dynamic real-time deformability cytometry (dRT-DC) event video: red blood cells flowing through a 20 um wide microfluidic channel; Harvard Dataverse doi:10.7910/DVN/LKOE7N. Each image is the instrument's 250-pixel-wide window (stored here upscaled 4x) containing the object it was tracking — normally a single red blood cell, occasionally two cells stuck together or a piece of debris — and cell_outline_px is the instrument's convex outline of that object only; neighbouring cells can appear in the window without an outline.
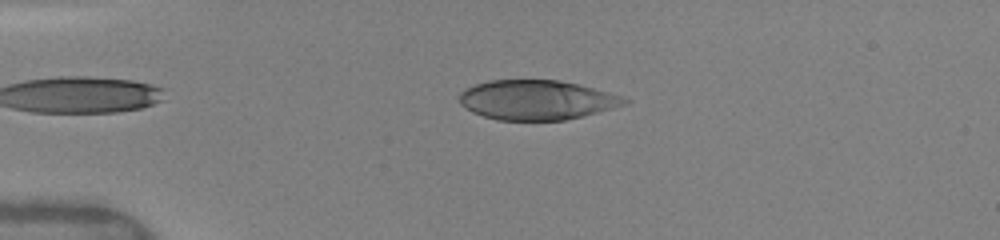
{"species": "human", "species_latin": "Homo sapiens", "temperature_condition": "warm", "stored_images_in_passage": 22, "camera_frame_rate_fps": 3000, "um_per_image_px": 0.085, "donor": {"sex": "female"}, "frame": {"image": 1, "passage_image": 11, "time_ms": 3.333, "image_size_px": [1000, 240], "cell_outline_px": [[632, 100], [628, 104], [564, 120], [496, 120], [472, 112], [464, 108], [460, 104], [460, 92], [464, 88], [472, 84], [488, 80], [560, 80], [580, 84], [608, 92]], "centroid_in_image_um": [45.58, 8.48], "position_along_channel_um": 39.4, "area_um2": 38.26}}
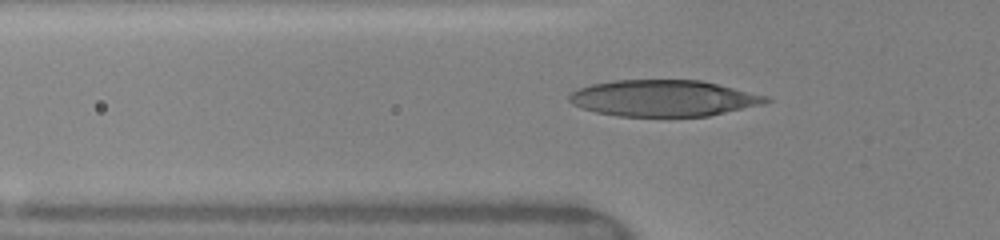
{"frame": {"image": 2, "passage_image": 16, "time_ms": 5.0, "image_size_px": [1000, 240], "cell_outline_px": [[772, 100], [764, 104], [708, 116], [620, 116], [596, 112], [580, 108], [572, 104], [568, 100], [568, 96], [572, 92], [580, 88], [592, 84], [612, 80], [700, 80], [768, 96]], "centroid_in_image_um": [56.39, 8.35], "position_along_channel_um": 69.4, "area_um2": 41.56}}